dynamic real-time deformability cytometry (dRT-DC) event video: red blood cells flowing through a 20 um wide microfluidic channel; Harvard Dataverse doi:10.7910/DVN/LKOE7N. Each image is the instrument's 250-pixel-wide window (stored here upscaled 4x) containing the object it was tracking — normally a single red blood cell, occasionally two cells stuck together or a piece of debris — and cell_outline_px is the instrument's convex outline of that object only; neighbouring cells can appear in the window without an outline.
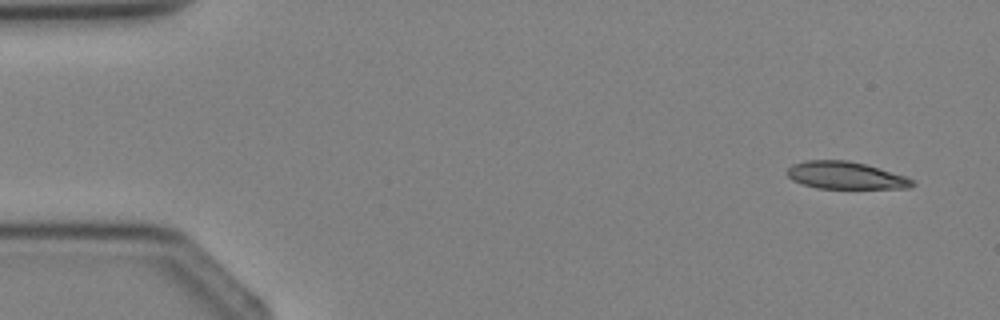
{"species": "Egyptian fruit bat (a non-hibernating species)", "species_latin": "Rousettus aegyptiacus", "temperature_condition": "cold", "stored_images_in_passage": 3, "camera_frame_rate_fps": 3000, "um_per_image_px": 0.085, "animal": {"sex": "female"}, "frame": {"image": 1, "passage_image": 1, "time_ms": 0.0, "image_size_px": [1000, 320], "cell_outline_px": [[916, 184], [908, 188], [816, 188], [792, 180], [788, 176], [788, 168], [792, 164], [804, 160], [848, 160], [880, 168], [916, 180]], "centroid_in_image_um": [71.88, 14.9], "position_along_channel_um": 13.1, "area_um2": 19.88}}
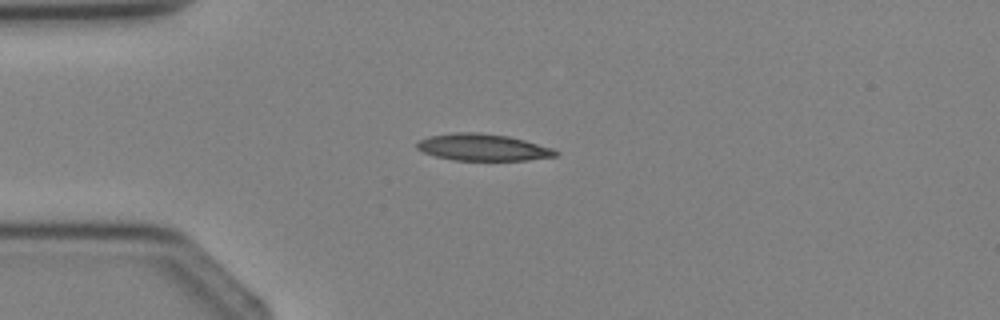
{"frame": {"image": 2, "passage_image": 3, "time_ms": 2.333, "image_size_px": [1000, 320], "cell_outline_px": [[560, 152], [556, 156], [528, 160], [452, 160], [436, 156], [424, 152], [416, 148], [416, 144], [420, 140], [432, 136], [456, 132], [480, 132], [508, 136], [524, 140], [552, 148]], "centroid_in_image_um": [41.06, 12.52], "position_along_channel_um": 43.9, "area_um2": 21.5}}